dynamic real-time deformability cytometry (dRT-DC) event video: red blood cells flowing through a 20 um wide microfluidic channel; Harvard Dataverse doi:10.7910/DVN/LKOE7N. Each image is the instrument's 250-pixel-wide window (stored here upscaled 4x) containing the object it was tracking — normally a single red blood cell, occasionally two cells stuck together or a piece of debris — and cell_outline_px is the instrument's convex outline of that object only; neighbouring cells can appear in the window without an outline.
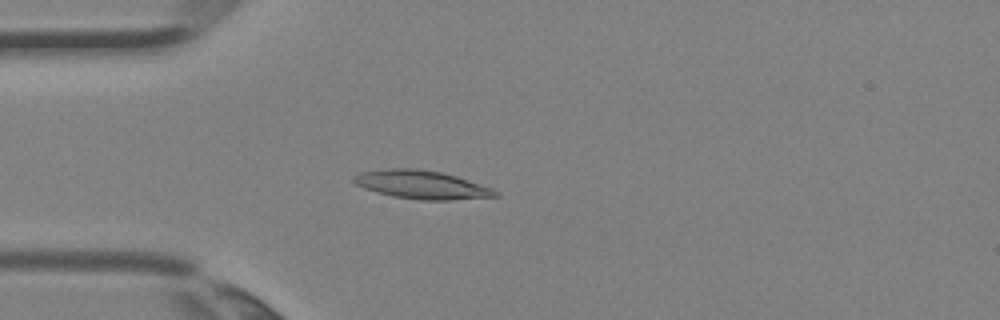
{"species": "Egyptian fruit bat (a non-hibernating species)", "species_latin": "Rousettus aegyptiacus", "temperature_condition": "room temperature", "stored_images_in_passage": 3, "camera_frame_rate_fps": 3000, "um_per_image_px": 0.085, "animal": {"sex": "female"}, "frame": {"image": 1, "passage_image": 3, "time_ms": 0.667, "image_size_px": [1000, 320], "cell_outline_px": [[500, 196], [448, 200], [420, 200], [392, 196], [376, 192], [364, 188], [356, 184], [352, 180], [352, 176], [360, 172], [384, 168], [416, 168], [440, 172], [456, 176], [492, 188], [500, 192]], "centroid_in_image_um": [35.81, 15.69], "position_along_channel_um": 49.2, "area_um2": 23.52}}